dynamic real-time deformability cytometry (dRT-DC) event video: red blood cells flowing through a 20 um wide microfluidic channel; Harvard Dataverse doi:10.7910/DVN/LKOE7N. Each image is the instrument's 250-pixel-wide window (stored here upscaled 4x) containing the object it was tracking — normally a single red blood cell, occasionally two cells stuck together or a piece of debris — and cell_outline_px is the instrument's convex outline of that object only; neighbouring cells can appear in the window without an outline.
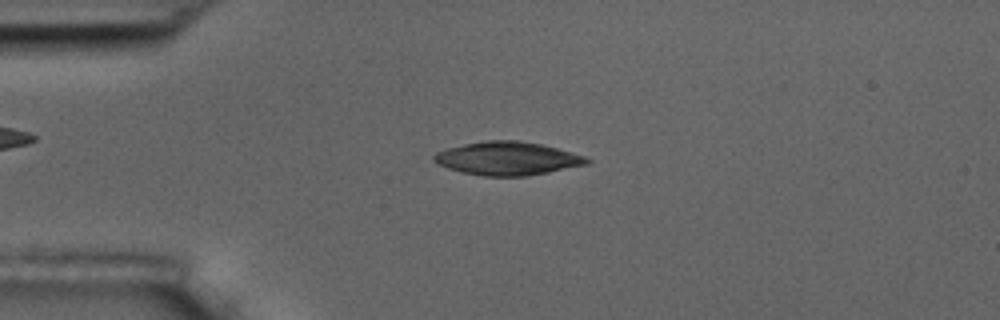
{"species": "common noctule bat (a hibernating species)", "species_latin": "Nyctalus noctula", "temperature_condition": "room temperature", "stored_images_in_passage": 4, "camera_frame_rate_fps": 3000, "um_per_image_px": 0.085, "animal": {"sex": "male", "body_mass_g": 17.5, "forearm_length_mm": 52.3}, "frame": {"image": 1, "passage_image": 3, "time_ms": 2.667, "image_size_px": [1000, 320], "cell_outline_px": [[592, 160], [588, 164], [528, 176], [484, 176], [460, 172], [436, 164], [432, 160], [432, 156], [436, 152], [444, 148], [464, 144], [488, 140], [520, 140], [540, 144], [556, 148], [584, 156]], "centroid_in_image_um": [43.08, 13.47], "position_along_channel_um": 41.9, "area_um2": 29.82}}